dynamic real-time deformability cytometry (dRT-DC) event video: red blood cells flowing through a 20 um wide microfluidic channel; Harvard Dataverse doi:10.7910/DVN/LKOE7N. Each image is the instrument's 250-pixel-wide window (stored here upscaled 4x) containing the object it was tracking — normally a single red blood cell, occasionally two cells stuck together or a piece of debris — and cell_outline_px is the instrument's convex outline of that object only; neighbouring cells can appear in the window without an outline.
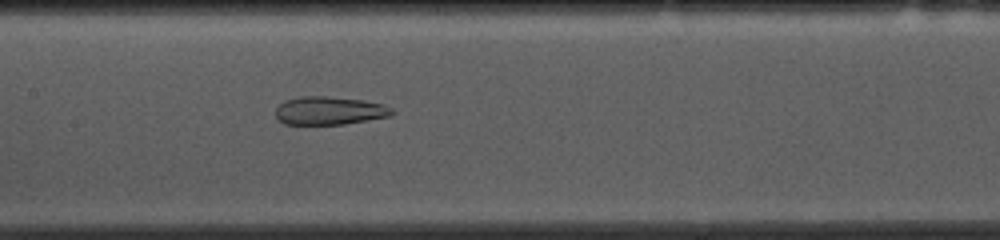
{"species": "common noctule bat (a hibernating species)", "species_latin": "Nyctalus noctula", "temperature_condition": "cold", "stored_images_in_passage": 28, "camera_frame_rate_fps": 3000, "um_per_image_px": 0.085, "animal": {"sex": "female", "body_mass_g": 10.0, "forearm_length_mm": 53.1}, "frame": {"image": 1, "passage_image": 24, "time_ms": 7.667, "image_size_px": [1000, 240], "cell_outline_px": [[396, 112], [392, 116], [344, 124], [284, 124], [276, 116], [276, 108], [284, 100], [300, 96], [328, 96], [364, 100], [384, 104], [392, 108]], "centroid_in_image_um": [28.04, 9.4], "position_along_channel_um": 179.4, "area_um2": 19.31}}
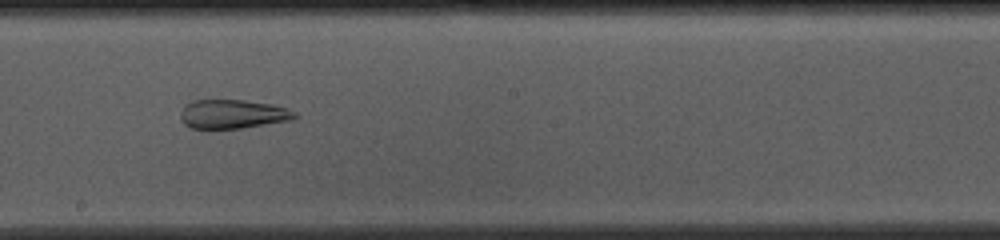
{"frame": {"image": 2, "passage_image": 28, "time_ms": 9.0, "image_size_px": [1000, 240], "cell_outline_px": [[296, 116], [292, 120], [240, 128], [192, 128], [184, 124], [180, 120], [180, 112], [184, 104], [192, 100], [244, 100], [272, 104], [288, 108], [296, 112]], "centroid_in_image_um": [19.76, 9.68], "position_along_channel_um": 228.4, "area_um2": 19.36}}